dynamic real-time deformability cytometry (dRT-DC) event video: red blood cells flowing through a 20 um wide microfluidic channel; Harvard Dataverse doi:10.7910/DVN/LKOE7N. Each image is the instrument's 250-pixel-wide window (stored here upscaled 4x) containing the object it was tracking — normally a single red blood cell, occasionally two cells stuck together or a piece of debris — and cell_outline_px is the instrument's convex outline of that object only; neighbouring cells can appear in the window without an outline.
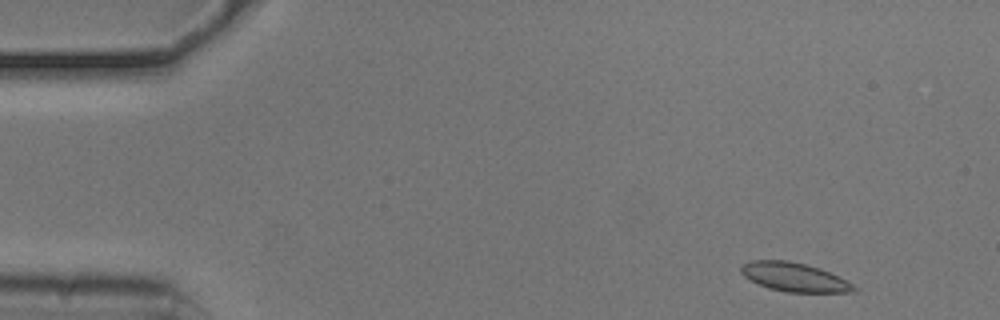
{"species": "common noctule bat (a hibernating species)", "species_latin": "Nyctalus noctula", "temperature_condition": "cold", "stored_images_in_passage": 50, "camera_frame_rate_fps": 3000, "um_per_image_px": 0.085, "animal": {"sex": "male", "body_mass_g": 20.5, "forearm_length_mm": 52.5}, "frame": {"image": 1, "passage_image": 1, "time_ms": 0.0, "image_size_px": [1000, 320], "cell_outline_px": [[856, 292], [788, 292], [768, 288], [744, 276], [740, 272], [740, 268], [744, 264], [752, 260], [788, 260], [820, 268], [848, 280], [856, 288]], "centroid_in_image_um": [67.54, 23.55], "position_along_channel_um": 17.5, "area_um2": 18.84}}
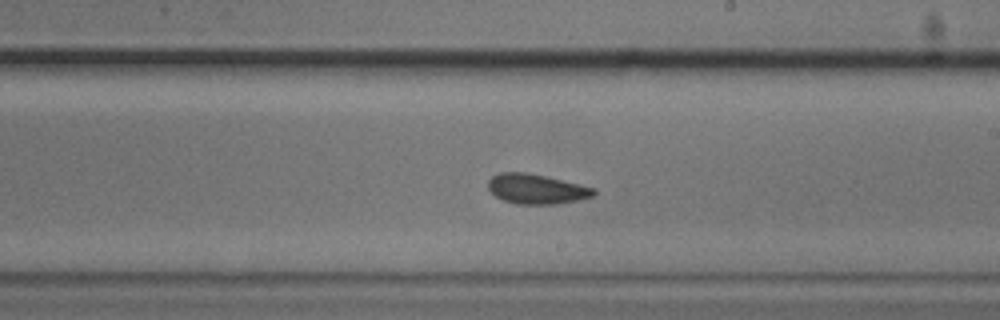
{"frame": {"image": 2, "passage_image": 27, "time_ms": 8.667, "image_size_px": [1000, 320], "cell_outline_px": [[596, 196], [580, 200], [560, 204], [516, 204], [504, 200], [496, 196], [488, 188], [488, 180], [492, 176], [500, 172], [524, 172], [544, 176], [580, 184], [596, 188]], "centroid_in_image_um": [45.64, 16.07], "position_along_channel_um": 243.4, "area_um2": 18.5}}
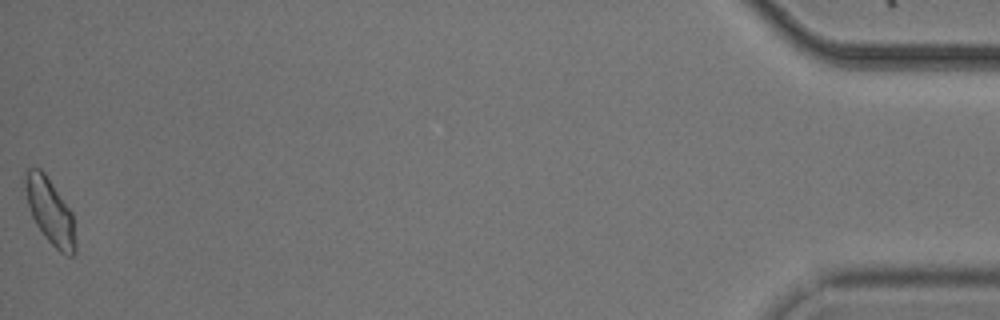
{"frame": {"image": 3, "passage_image": 50, "time_ms": 16.333, "image_size_px": [1000, 320], "cell_outline_px": [[76, 252], [72, 256], [68, 256], [60, 252], [44, 236], [36, 224], [32, 216], [28, 204], [24, 188], [24, 168], [40, 168], [44, 172], [72, 212], [76, 244]], "centroid_in_image_um": [4.24, 17.95], "position_along_channel_um": 431.0, "area_um2": 19.25}, "authors_computed_cell_mechanics": {"area_um2": 18.3515, "velocity_mm_per_s": 3.7153, "shape_relaxation_time_tau1_ms": 4.6085, "shape_relaxation_time_tau2_ms": 3.7875, "deformation_change_tau1": 0.0759, "deformation_change_tau2": 0.061}}